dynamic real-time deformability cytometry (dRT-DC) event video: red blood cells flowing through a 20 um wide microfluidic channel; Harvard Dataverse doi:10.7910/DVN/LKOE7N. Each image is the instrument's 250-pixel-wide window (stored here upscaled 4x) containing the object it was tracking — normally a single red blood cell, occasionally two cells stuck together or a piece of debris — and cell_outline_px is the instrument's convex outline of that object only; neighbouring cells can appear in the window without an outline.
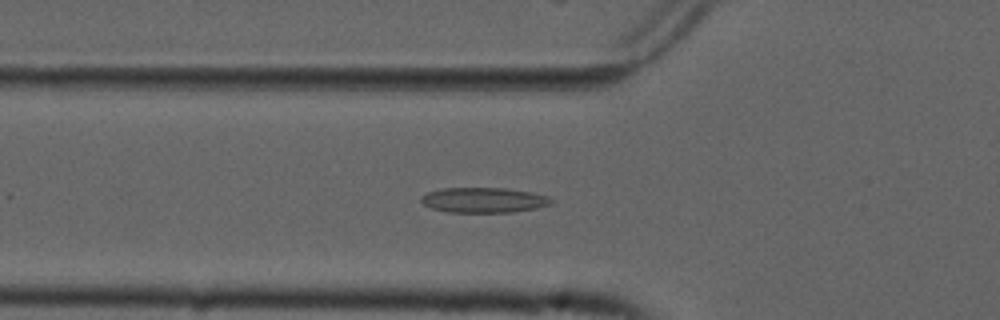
{"species": "common noctule bat (a hibernating species)", "species_latin": "Nyctalus noctula", "temperature_condition": "cold", "stored_images_in_passage": 34, "camera_frame_rate_fps": 3000, "um_per_image_px": 0.085, "animal": {"sex": "male", "forearm_length_mm": 52.5}, "frame": {"image": 1, "passage_image": 3, "time_ms": 0.667, "image_size_px": [1000, 320], "cell_outline_px": [[552, 204], [536, 208], [512, 212], [448, 212], [432, 208], [424, 204], [420, 200], [420, 196], [428, 192], [444, 188], [504, 188], [532, 192], [548, 196], [552, 200]], "centroid_in_image_um": [41.12, 17.0], "position_along_channel_um": 84.7, "area_um2": 19.02}}
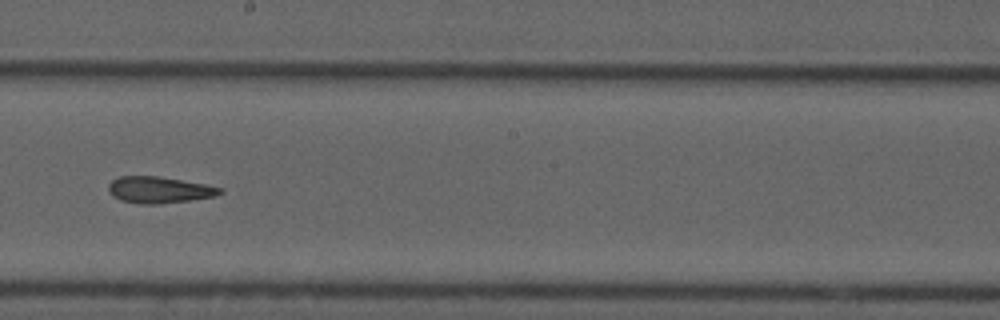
{"frame": {"image": 2, "passage_image": 15, "time_ms": 4.667, "image_size_px": [1000, 320], "cell_outline_px": [[224, 192], [216, 196], [160, 204], [140, 204], [120, 200], [112, 196], [108, 192], [108, 184], [112, 180], [120, 176], [156, 176], [204, 184], [224, 188]], "centroid_in_image_um": [13.51, 16.14], "position_along_channel_um": 234.7, "area_um2": 17.22}}
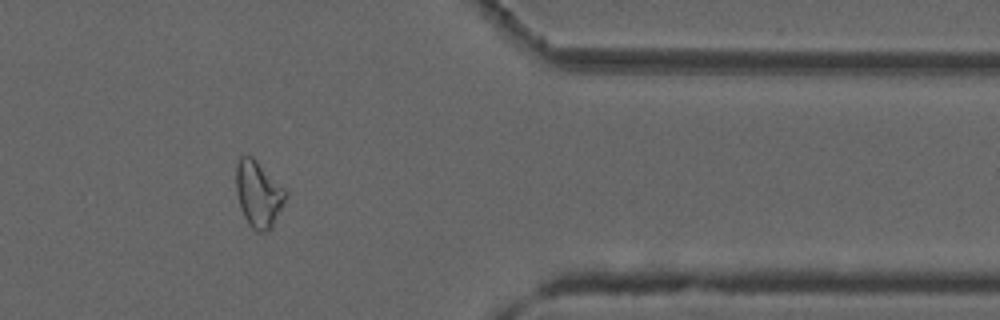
{"frame": {"image": 3, "passage_image": 29, "time_ms": 9.333, "image_size_px": [1000, 320], "cell_outline_px": [[288, 196], [272, 228], [264, 232], [256, 232], [248, 224], [240, 208], [236, 192], [236, 164], [240, 156], [252, 156], [288, 192]], "centroid_in_image_um": [21.97, 16.52], "position_along_channel_um": 389.4, "area_um2": 19.25}}